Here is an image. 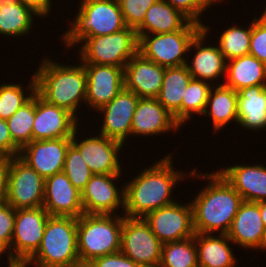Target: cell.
<instances>
[{"label": "cell", "mask_w": 266, "mask_h": 267, "mask_svg": "<svg viewBox=\"0 0 266 267\" xmlns=\"http://www.w3.org/2000/svg\"><path fill=\"white\" fill-rule=\"evenodd\" d=\"M120 177L123 174H93L81 191L84 213L119 215L121 209L123 214L125 189L123 184L119 189L116 185Z\"/></svg>", "instance_id": "obj_13"}, {"label": "cell", "mask_w": 266, "mask_h": 267, "mask_svg": "<svg viewBox=\"0 0 266 267\" xmlns=\"http://www.w3.org/2000/svg\"><path fill=\"white\" fill-rule=\"evenodd\" d=\"M243 27V25L239 27L236 24L227 27L216 39L218 40L216 43L227 61L249 54L252 21L248 26Z\"/></svg>", "instance_id": "obj_34"}, {"label": "cell", "mask_w": 266, "mask_h": 267, "mask_svg": "<svg viewBox=\"0 0 266 267\" xmlns=\"http://www.w3.org/2000/svg\"><path fill=\"white\" fill-rule=\"evenodd\" d=\"M139 99L134 92L123 88L111 102L97 110L96 113L104 117L98 134L125 145L127 138H131L133 115Z\"/></svg>", "instance_id": "obj_17"}, {"label": "cell", "mask_w": 266, "mask_h": 267, "mask_svg": "<svg viewBox=\"0 0 266 267\" xmlns=\"http://www.w3.org/2000/svg\"><path fill=\"white\" fill-rule=\"evenodd\" d=\"M24 6L29 7L36 15L37 18H45L48 17L50 12L52 11V0H18Z\"/></svg>", "instance_id": "obj_44"}, {"label": "cell", "mask_w": 266, "mask_h": 267, "mask_svg": "<svg viewBox=\"0 0 266 267\" xmlns=\"http://www.w3.org/2000/svg\"><path fill=\"white\" fill-rule=\"evenodd\" d=\"M71 138L32 141L24 146L19 157L44 179L63 172Z\"/></svg>", "instance_id": "obj_19"}, {"label": "cell", "mask_w": 266, "mask_h": 267, "mask_svg": "<svg viewBox=\"0 0 266 267\" xmlns=\"http://www.w3.org/2000/svg\"><path fill=\"white\" fill-rule=\"evenodd\" d=\"M34 119L35 94L7 120L11 138L20 149L33 141Z\"/></svg>", "instance_id": "obj_35"}, {"label": "cell", "mask_w": 266, "mask_h": 267, "mask_svg": "<svg viewBox=\"0 0 266 267\" xmlns=\"http://www.w3.org/2000/svg\"><path fill=\"white\" fill-rule=\"evenodd\" d=\"M165 67L135 54L124 67V88L140 98H157L163 84Z\"/></svg>", "instance_id": "obj_23"}, {"label": "cell", "mask_w": 266, "mask_h": 267, "mask_svg": "<svg viewBox=\"0 0 266 267\" xmlns=\"http://www.w3.org/2000/svg\"><path fill=\"white\" fill-rule=\"evenodd\" d=\"M158 0H118L127 27L137 29L144 21L147 10Z\"/></svg>", "instance_id": "obj_38"}, {"label": "cell", "mask_w": 266, "mask_h": 267, "mask_svg": "<svg viewBox=\"0 0 266 267\" xmlns=\"http://www.w3.org/2000/svg\"><path fill=\"white\" fill-rule=\"evenodd\" d=\"M78 44L77 61L124 68L138 53L139 39L136 29L126 27L109 35L84 38Z\"/></svg>", "instance_id": "obj_7"}, {"label": "cell", "mask_w": 266, "mask_h": 267, "mask_svg": "<svg viewBox=\"0 0 266 267\" xmlns=\"http://www.w3.org/2000/svg\"><path fill=\"white\" fill-rule=\"evenodd\" d=\"M237 97L238 92L234 91L232 88H229L222 85H213L210 90L209 97L206 103L205 110L202 115L211 116L212 126H213V134L224 127L238 121L237 117ZM210 109V111H209ZM230 123V124H229ZM228 124V125H227Z\"/></svg>", "instance_id": "obj_28"}, {"label": "cell", "mask_w": 266, "mask_h": 267, "mask_svg": "<svg viewBox=\"0 0 266 267\" xmlns=\"http://www.w3.org/2000/svg\"><path fill=\"white\" fill-rule=\"evenodd\" d=\"M78 259L77 218L50 216L40 247L28 260L34 267H62Z\"/></svg>", "instance_id": "obj_6"}, {"label": "cell", "mask_w": 266, "mask_h": 267, "mask_svg": "<svg viewBox=\"0 0 266 267\" xmlns=\"http://www.w3.org/2000/svg\"><path fill=\"white\" fill-rule=\"evenodd\" d=\"M181 127L157 98H140L133 115L131 136H162L163 133L179 132Z\"/></svg>", "instance_id": "obj_20"}, {"label": "cell", "mask_w": 266, "mask_h": 267, "mask_svg": "<svg viewBox=\"0 0 266 267\" xmlns=\"http://www.w3.org/2000/svg\"><path fill=\"white\" fill-rule=\"evenodd\" d=\"M259 205L260 215L262 217V221L264 222L266 228V201H261L257 203Z\"/></svg>", "instance_id": "obj_49"}, {"label": "cell", "mask_w": 266, "mask_h": 267, "mask_svg": "<svg viewBox=\"0 0 266 267\" xmlns=\"http://www.w3.org/2000/svg\"><path fill=\"white\" fill-rule=\"evenodd\" d=\"M10 157L0 156V203L5 202L8 187Z\"/></svg>", "instance_id": "obj_45"}, {"label": "cell", "mask_w": 266, "mask_h": 267, "mask_svg": "<svg viewBox=\"0 0 266 267\" xmlns=\"http://www.w3.org/2000/svg\"><path fill=\"white\" fill-rule=\"evenodd\" d=\"M63 172L80 192L85 188L93 173L83 160L79 150L71 143L67 149Z\"/></svg>", "instance_id": "obj_37"}, {"label": "cell", "mask_w": 266, "mask_h": 267, "mask_svg": "<svg viewBox=\"0 0 266 267\" xmlns=\"http://www.w3.org/2000/svg\"><path fill=\"white\" fill-rule=\"evenodd\" d=\"M62 267H94L91 261L78 259Z\"/></svg>", "instance_id": "obj_47"}, {"label": "cell", "mask_w": 266, "mask_h": 267, "mask_svg": "<svg viewBox=\"0 0 266 267\" xmlns=\"http://www.w3.org/2000/svg\"><path fill=\"white\" fill-rule=\"evenodd\" d=\"M74 22L70 20L69 29L60 41L65 47L74 48L84 38L109 35L126 28L118 0H79Z\"/></svg>", "instance_id": "obj_4"}, {"label": "cell", "mask_w": 266, "mask_h": 267, "mask_svg": "<svg viewBox=\"0 0 266 267\" xmlns=\"http://www.w3.org/2000/svg\"><path fill=\"white\" fill-rule=\"evenodd\" d=\"M45 179L19 156L10 159L5 202L14 209L43 206Z\"/></svg>", "instance_id": "obj_10"}, {"label": "cell", "mask_w": 266, "mask_h": 267, "mask_svg": "<svg viewBox=\"0 0 266 267\" xmlns=\"http://www.w3.org/2000/svg\"><path fill=\"white\" fill-rule=\"evenodd\" d=\"M202 29L203 25L189 21L181 30L143 35L139 38L138 53L163 67L185 65L190 44Z\"/></svg>", "instance_id": "obj_8"}, {"label": "cell", "mask_w": 266, "mask_h": 267, "mask_svg": "<svg viewBox=\"0 0 266 267\" xmlns=\"http://www.w3.org/2000/svg\"><path fill=\"white\" fill-rule=\"evenodd\" d=\"M144 220L162 244L191 238L195 235L191 202L178 201L148 213Z\"/></svg>", "instance_id": "obj_11"}, {"label": "cell", "mask_w": 266, "mask_h": 267, "mask_svg": "<svg viewBox=\"0 0 266 267\" xmlns=\"http://www.w3.org/2000/svg\"><path fill=\"white\" fill-rule=\"evenodd\" d=\"M34 72L36 93L50 104L64 108L78 120V108L86 104L87 76L84 65L58 63L45 57Z\"/></svg>", "instance_id": "obj_3"}, {"label": "cell", "mask_w": 266, "mask_h": 267, "mask_svg": "<svg viewBox=\"0 0 266 267\" xmlns=\"http://www.w3.org/2000/svg\"><path fill=\"white\" fill-rule=\"evenodd\" d=\"M212 87L213 85L206 81L197 79L190 81L182 99L181 126L192 121L193 115L203 114Z\"/></svg>", "instance_id": "obj_36"}, {"label": "cell", "mask_w": 266, "mask_h": 267, "mask_svg": "<svg viewBox=\"0 0 266 267\" xmlns=\"http://www.w3.org/2000/svg\"><path fill=\"white\" fill-rule=\"evenodd\" d=\"M173 153L146 167L124 183V215L144 218L148 213L175 202L173 189L190 173L175 171Z\"/></svg>", "instance_id": "obj_1"}, {"label": "cell", "mask_w": 266, "mask_h": 267, "mask_svg": "<svg viewBox=\"0 0 266 267\" xmlns=\"http://www.w3.org/2000/svg\"><path fill=\"white\" fill-rule=\"evenodd\" d=\"M168 2L172 7L179 10L184 16H186L190 21L196 22L200 25H205L202 23L201 18L205 13L206 9H210L217 3H222L224 0H164Z\"/></svg>", "instance_id": "obj_39"}, {"label": "cell", "mask_w": 266, "mask_h": 267, "mask_svg": "<svg viewBox=\"0 0 266 267\" xmlns=\"http://www.w3.org/2000/svg\"><path fill=\"white\" fill-rule=\"evenodd\" d=\"M16 210L7 202L0 203V241L9 249L13 237Z\"/></svg>", "instance_id": "obj_41"}, {"label": "cell", "mask_w": 266, "mask_h": 267, "mask_svg": "<svg viewBox=\"0 0 266 267\" xmlns=\"http://www.w3.org/2000/svg\"><path fill=\"white\" fill-rule=\"evenodd\" d=\"M229 239L245 250H261L266 240V228L256 202L243 201L227 233Z\"/></svg>", "instance_id": "obj_21"}, {"label": "cell", "mask_w": 266, "mask_h": 267, "mask_svg": "<svg viewBox=\"0 0 266 267\" xmlns=\"http://www.w3.org/2000/svg\"><path fill=\"white\" fill-rule=\"evenodd\" d=\"M191 177L208 182L190 201L195 233L227 234L243 202L242 196L218 170L203 173L191 169Z\"/></svg>", "instance_id": "obj_2"}, {"label": "cell", "mask_w": 266, "mask_h": 267, "mask_svg": "<svg viewBox=\"0 0 266 267\" xmlns=\"http://www.w3.org/2000/svg\"><path fill=\"white\" fill-rule=\"evenodd\" d=\"M78 130L79 127L75 130L71 143L79 150L90 171L93 174H122V162H119L122 158L119 157L125 145L100 134L77 140V132H81Z\"/></svg>", "instance_id": "obj_14"}, {"label": "cell", "mask_w": 266, "mask_h": 267, "mask_svg": "<svg viewBox=\"0 0 266 267\" xmlns=\"http://www.w3.org/2000/svg\"><path fill=\"white\" fill-rule=\"evenodd\" d=\"M94 267H141L121 251L93 259Z\"/></svg>", "instance_id": "obj_42"}, {"label": "cell", "mask_w": 266, "mask_h": 267, "mask_svg": "<svg viewBox=\"0 0 266 267\" xmlns=\"http://www.w3.org/2000/svg\"><path fill=\"white\" fill-rule=\"evenodd\" d=\"M209 30V25H203V29L194 37L188 51L189 58L191 50H194V55H191L194 58H191V62L188 59L185 65L193 79L207 81L214 86L222 85V83L214 82V80L221 82L219 79H224L226 76L227 60L217 44L207 45Z\"/></svg>", "instance_id": "obj_15"}, {"label": "cell", "mask_w": 266, "mask_h": 267, "mask_svg": "<svg viewBox=\"0 0 266 267\" xmlns=\"http://www.w3.org/2000/svg\"><path fill=\"white\" fill-rule=\"evenodd\" d=\"M192 79L186 65L165 67L163 84L157 99L180 125L183 95Z\"/></svg>", "instance_id": "obj_30"}, {"label": "cell", "mask_w": 266, "mask_h": 267, "mask_svg": "<svg viewBox=\"0 0 266 267\" xmlns=\"http://www.w3.org/2000/svg\"><path fill=\"white\" fill-rule=\"evenodd\" d=\"M159 267H198L194 236L162 244Z\"/></svg>", "instance_id": "obj_33"}, {"label": "cell", "mask_w": 266, "mask_h": 267, "mask_svg": "<svg viewBox=\"0 0 266 267\" xmlns=\"http://www.w3.org/2000/svg\"><path fill=\"white\" fill-rule=\"evenodd\" d=\"M20 150L11 138L7 120L0 119V156H19Z\"/></svg>", "instance_id": "obj_43"}, {"label": "cell", "mask_w": 266, "mask_h": 267, "mask_svg": "<svg viewBox=\"0 0 266 267\" xmlns=\"http://www.w3.org/2000/svg\"><path fill=\"white\" fill-rule=\"evenodd\" d=\"M86 70V108L99 110L111 102L124 88V68L82 63ZM89 106V107H88Z\"/></svg>", "instance_id": "obj_18"}, {"label": "cell", "mask_w": 266, "mask_h": 267, "mask_svg": "<svg viewBox=\"0 0 266 267\" xmlns=\"http://www.w3.org/2000/svg\"><path fill=\"white\" fill-rule=\"evenodd\" d=\"M218 171L242 196L243 201H266V166L264 164H236Z\"/></svg>", "instance_id": "obj_24"}, {"label": "cell", "mask_w": 266, "mask_h": 267, "mask_svg": "<svg viewBox=\"0 0 266 267\" xmlns=\"http://www.w3.org/2000/svg\"><path fill=\"white\" fill-rule=\"evenodd\" d=\"M3 255L4 256L5 255L7 256L6 262H7V260H8V262H10V261L13 260L12 257H11V255H10L9 249L0 241V258Z\"/></svg>", "instance_id": "obj_48"}, {"label": "cell", "mask_w": 266, "mask_h": 267, "mask_svg": "<svg viewBox=\"0 0 266 267\" xmlns=\"http://www.w3.org/2000/svg\"><path fill=\"white\" fill-rule=\"evenodd\" d=\"M30 79L31 81L28 83L29 85H26V88L21 82L20 84L13 82L0 84V119L8 120L19 108L33 97L36 92L34 74H32Z\"/></svg>", "instance_id": "obj_32"}, {"label": "cell", "mask_w": 266, "mask_h": 267, "mask_svg": "<svg viewBox=\"0 0 266 267\" xmlns=\"http://www.w3.org/2000/svg\"><path fill=\"white\" fill-rule=\"evenodd\" d=\"M237 92V124L254 132L266 130V85L245 87Z\"/></svg>", "instance_id": "obj_25"}, {"label": "cell", "mask_w": 266, "mask_h": 267, "mask_svg": "<svg viewBox=\"0 0 266 267\" xmlns=\"http://www.w3.org/2000/svg\"><path fill=\"white\" fill-rule=\"evenodd\" d=\"M190 20L164 0H158L146 12L143 23L136 29L143 35L164 34L181 30Z\"/></svg>", "instance_id": "obj_27"}, {"label": "cell", "mask_w": 266, "mask_h": 267, "mask_svg": "<svg viewBox=\"0 0 266 267\" xmlns=\"http://www.w3.org/2000/svg\"><path fill=\"white\" fill-rule=\"evenodd\" d=\"M6 267H30L33 264L29 260H22V259H13L12 261L7 263Z\"/></svg>", "instance_id": "obj_46"}, {"label": "cell", "mask_w": 266, "mask_h": 267, "mask_svg": "<svg viewBox=\"0 0 266 267\" xmlns=\"http://www.w3.org/2000/svg\"><path fill=\"white\" fill-rule=\"evenodd\" d=\"M49 217V213L43 206L16 209L10 244L12 259L28 260L38 250Z\"/></svg>", "instance_id": "obj_12"}, {"label": "cell", "mask_w": 266, "mask_h": 267, "mask_svg": "<svg viewBox=\"0 0 266 267\" xmlns=\"http://www.w3.org/2000/svg\"><path fill=\"white\" fill-rule=\"evenodd\" d=\"M36 15L18 0H0V36L22 37L32 32Z\"/></svg>", "instance_id": "obj_31"}, {"label": "cell", "mask_w": 266, "mask_h": 267, "mask_svg": "<svg viewBox=\"0 0 266 267\" xmlns=\"http://www.w3.org/2000/svg\"><path fill=\"white\" fill-rule=\"evenodd\" d=\"M120 251L141 267H159L162 243L144 218L124 216Z\"/></svg>", "instance_id": "obj_9"}, {"label": "cell", "mask_w": 266, "mask_h": 267, "mask_svg": "<svg viewBox=\"0 0 266 267\" xmlns=\"http://www.w3.org/2000/svg\"><path fill=\"white\" fill-rule=\"evenodd\" d=\"M43 207L50 216H72L84 214L81 192L77 190L64 172L45 179Z\"/></svg>", "instance_id": "obj_22"}, {"label": "cell", "mask_w": 266, "mask_h": 267, "mask_svg": "<svg viewBox=\"0 0 266 267\" xmlns=\"http://www.w3.org/2000/svg\"><path fill=\"white\" fill-rule=\"evenodd\" d=\"M121 214H82L77 218L78 255L81 260L119 252L123 219Z\"/></svg>", "instance_id": "obj_5"}, {"label": "cell", "mask_w": 266, "mask_h": 267, "mask_svg": "<svg viewBox=\"0 0 266 267\" xmlns=\"http://www.w3.org/2000/svg\"><path fill=\"white\" fill-rule=\"evenodd\" d=\"M78 121L72 113L48 103L35 92L33 141L72 138L80 126Z\"/></svg>", "instance_id": "obj_16"}, {"label": "cell", "mask_w": 266, "mask_h": 267, "mask_svg": "<svg viewBox=\"0 0 266 267\" xmlns=\"http://www.w3.org/2000/svg\"><path fill=\"white\" fill-rule=\"evenodd\" d=\"M226 80L222 83L239 91L242 88L266 85V64L250 54L227 61Z\"/></svg>", "instance_id": "obj_29"}, {"label": "cell", "mask_w": 266, "mask_h": 267, "mask_svg": "<svg viewBox=\"0 0 266 267\" xmlns=\"http://www.w3.org/2000/svg\"><path fill=\"white\" fill-rule=\"evenodd\" d=\"M194 238L198 267H237L238 259L230 246L234 243L227 234L195 233Z\"/></svg>", "instance_id": "obj_26"}, {"label": "cell", "mask_w": 266, "mask_h": 267, "mask_svg": "<svg viewBox=\"0 0 266 267\" xmlns=\"http://www.w3.org/2000/svg\"><path fill=\"white\" fill-rule=\"evenodd\" d=\"M258 18H252V33L249 54L266 64V8Z\"/></svg>", "instance_id": "obj_40"}, {"label": "cell", "mask_w": 266, "mask_h": 267, "mask_svg": "<svg viewBox=\"0 0 266 267\" xmlns=\"http://www.w3.org/2000/svg\"><path fill=\"white\" fill-rule=\"evenodd\" d=\"M264 250H266V240H265V243H264L263 248L261 249V252H262V251L264 252Z\"/></svg>", "instance_id": "obj_50"}]
</instances>
